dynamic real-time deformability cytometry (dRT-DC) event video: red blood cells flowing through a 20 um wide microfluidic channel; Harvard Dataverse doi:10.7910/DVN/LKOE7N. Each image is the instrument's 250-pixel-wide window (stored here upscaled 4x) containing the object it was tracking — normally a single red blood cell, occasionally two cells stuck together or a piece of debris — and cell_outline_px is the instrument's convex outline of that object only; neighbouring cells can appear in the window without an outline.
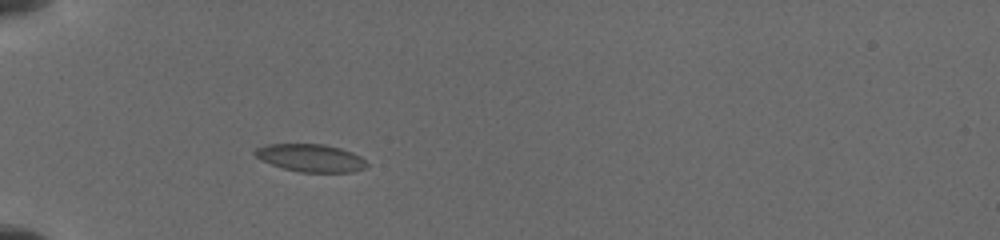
{"species": "common noctule bat (a hibernating species)", "species_latin": "Nyctalus noctula", "temperature_condition": "cold", "stored_images_in_passage": 7, "camera_frame_rate_fps": 3000, "um_per_image_px": 0.085, "animal": {"sex": "female", "body_mass_g": 19.5, "forearm_length_mm": 54.1}, "frame": {"image": 1, "passage_image": 5, "time_ms": 3.0, "image_size_px": [1000, 240], "cell_outline_px": [[368, 164], [364, 168], [352, 172], [300, 172], [284, 168], [260, 160], [252, 152], [256, 148], [268, 144], [324, 144], [340, 148], [352, 152], [360, 156]], "centroid_in_image_um": [26.39, 13.42], "position_along_channel_um": 58.6, "area_um2": 17.98}}
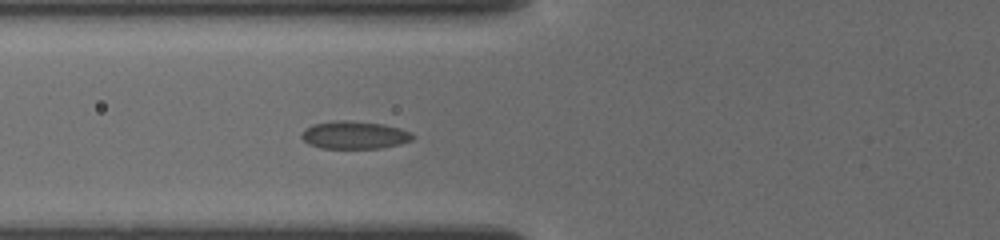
{"frame": {"image": 2, "passage_image": 7, "time_ms": 4.333, "image_size_px": [1000, 240], "cell_outline_px": [[412, 140], [400, 144], [380, 148], [320, 148], [308, 144], [300, 136], [304, 128], [312, 124], [332, 120], [348, 120], [384, 124], [400, 128], [408, 132], [412, 136]], "centroid_in_image_um": [30.06, 11.47], "position_along_channel_um": 95.7, "area_um2": 18.03}}